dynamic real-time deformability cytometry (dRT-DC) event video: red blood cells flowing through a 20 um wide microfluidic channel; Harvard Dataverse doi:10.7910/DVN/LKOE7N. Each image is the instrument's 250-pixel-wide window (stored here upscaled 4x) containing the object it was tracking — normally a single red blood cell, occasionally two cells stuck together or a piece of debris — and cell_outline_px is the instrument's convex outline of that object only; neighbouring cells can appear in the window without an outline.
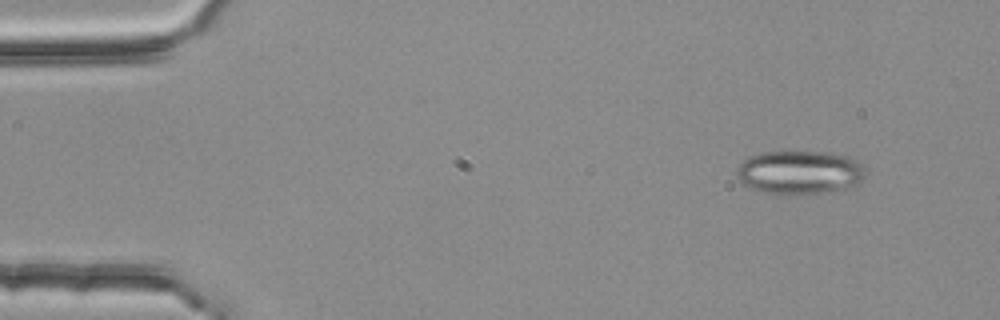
{"species": "common noctule bat (a hibernating species)", "species_latin": "Nyctalus noctula", "temperature_condition": "room temperature", "stored_images_in_passage": 50, "camera_frame_rate_fps": 3000, "um_per_image_px": 0.085, "animal": {"sex": "female", "body_mass_g": 25.1}, "frame": {"image": 1, "passage_image": 1, "time_ms": 0.0, "image_size_px": [1000, 320], "cell_outline_px": [[864, 176], [860, 180], [844, 188], [800, 196], [776, 196], [748, 188], [736, 176], [736, 172], [740, 164], [748, 156], [764, 152], [824, 152], [848, 156], [864, 164]], "centroid_in_image_um": [67.9, 14.68], "position_along_channel_um": 17.1, "area_um2": 33.06}}
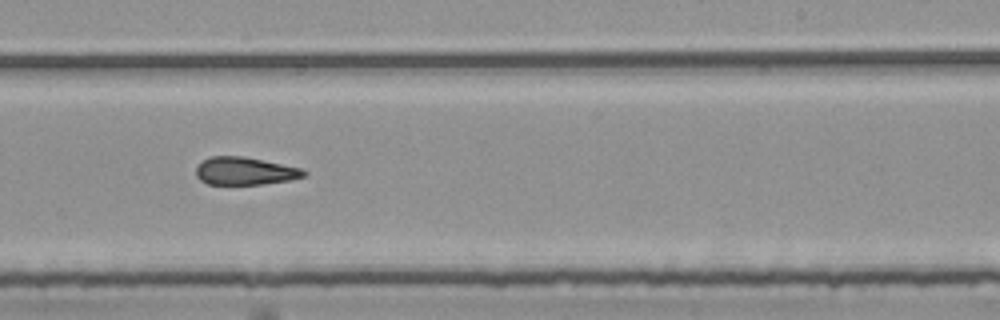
{"frame": {"image": 2, "passage_image": 29, "time_ms": 9.333, "image_size_px": [1000, 320], "cell_outline_px": [[308, 172], [304, 176], [292, 180], [264, 184], [208, 184], [200, 180], [196, 176], [196, 164], [200, 160], [208, 156], [244, 156], [304, 168]], "centroid_in_image_um": [20.81, 14.52], "position_along_channel_um": 268.2, "area_um2": 17.86}}
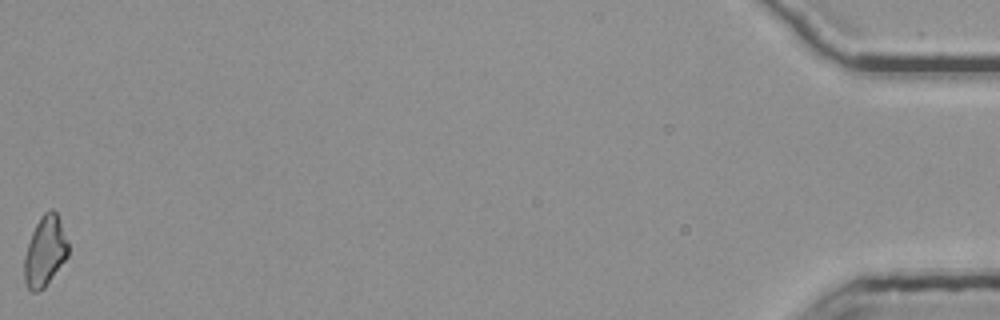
{"frame": {"image": 3, "passage_image": 50, "time_ms": 16.333, "image_size_px": [1000, 320], "cell_outline_px": [[68, 256], [44, 288], [36, 292], [32, 292], [24, 284], [24, 256], [32, 232], [40, 216], [44, 212], [52, 208], [56, 212], [60, 220], [68, 240]], "centroid_in_image_um": [3.82, 21.36], "position_along_channel_um": 431.4, "area_um2": 18.03}, "authors_computed_cell_mechanics": {"area_um2": 18.207, "velocity_mm_per_s": 3.7938, "shape_relaxation_time_tau1_ms": null, "shape_relaxation_time_tau2_ms": 5.1764, "deformation_change_tau1": null, "deformation_change_tau2": 0.1628}}